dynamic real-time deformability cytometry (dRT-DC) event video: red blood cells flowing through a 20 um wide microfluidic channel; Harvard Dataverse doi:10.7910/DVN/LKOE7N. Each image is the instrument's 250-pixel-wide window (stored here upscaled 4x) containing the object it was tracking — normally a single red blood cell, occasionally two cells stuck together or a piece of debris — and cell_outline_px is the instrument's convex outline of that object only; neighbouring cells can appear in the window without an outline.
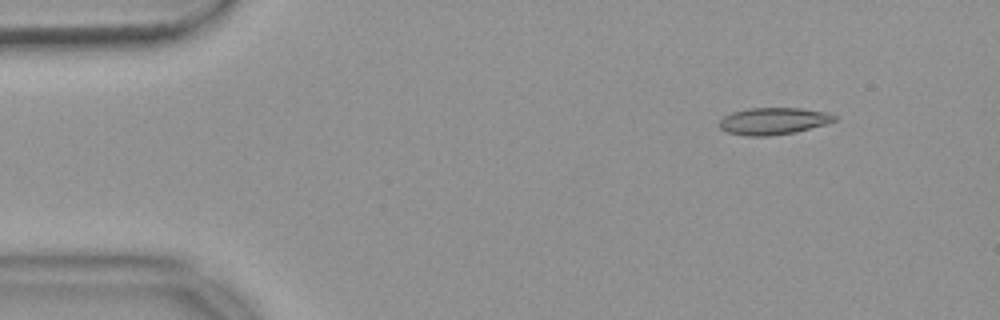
{"species": "common noctule bat (a hibernating species)", "species_latin": "Nyctalus noctula", "temperature_condition": "warm", "stored_images_in_passage": 48, "camera_frame_rate_fps": 3000, "um_per_image_px": 0.085, "animal": {"sex": "female", "body_mass_g": 18.4}, "frame": {"image": 1, "passage_image": 6, "time_ms": 1.667, "image_size_px": [1000, 320], "cell_outline_px": [[836, 120], [824, 124], [796, 132], [768, 136], [744, 136], [728, 132], [720, 128], [716, 124], [724, 116], [732, 112], [748, 108], [800, 108], [828, 112], [836, 116]], "centroid_in_image_um": [65.7, 10.29], "position_along_channel_um": 19.3, "area_um2": 18.15}}
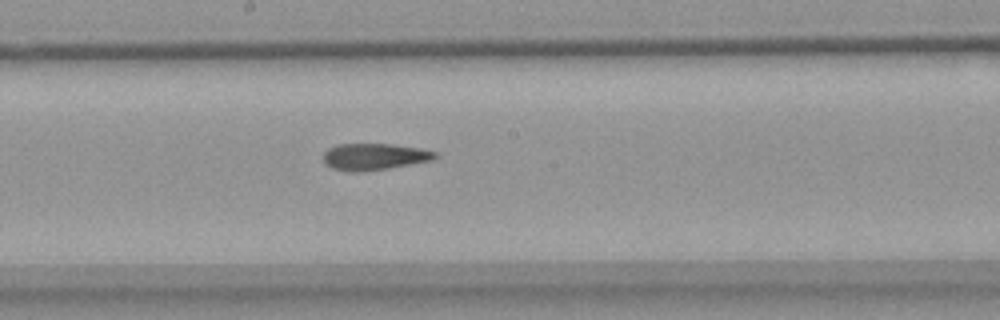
{"frame": {"image": 2, "passage_image": 29, "time_ms": 9.333, "image_size_px": [1000, 320], "cell_outline_px": [[440, 156], [432, 160], [388, 168], [360, 172], [348, 172], [332, 168], [324, 164], [324, 152], [328, 148], [336, 144], [392, 144], [420, 148], [440, 152]], "centroid_in_image_um": [31.83, 13.31], "position_along_channel_um": 216.4, "area_um2": 17.57}}
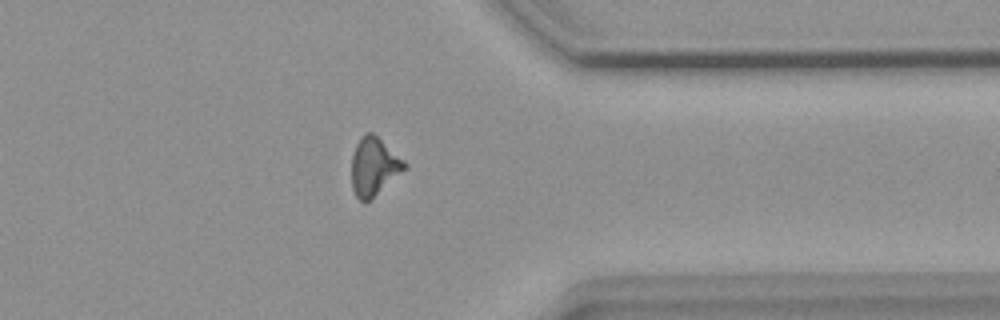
{"frame": {"image": 3, "passage_image": 43, "time_ms": 14.0, "image_size_px": [1000, 320], "cell_outline_px": [[408, 168], [364, 204], [356, 196], [352, 188], [352, 152], [360, 136], [364, 132], [372, 132], [404, 160], [408, 164]], "centroid_in_image_um": [31.78, 14.14], "position_along_channel_um": 379.6, "area_um2": 17.98}, "authors_computed_cell_mechanics": {"area_um2": 17.8024, "velocity_mm_per_s": 3.6861, "shape_relaxation_time_tau1_ms": null, "shape_relaxation_time_tau2_ms": 6.6699, "deformation_change_tau1": null, "deformation_change_tau2": 0.1783}}